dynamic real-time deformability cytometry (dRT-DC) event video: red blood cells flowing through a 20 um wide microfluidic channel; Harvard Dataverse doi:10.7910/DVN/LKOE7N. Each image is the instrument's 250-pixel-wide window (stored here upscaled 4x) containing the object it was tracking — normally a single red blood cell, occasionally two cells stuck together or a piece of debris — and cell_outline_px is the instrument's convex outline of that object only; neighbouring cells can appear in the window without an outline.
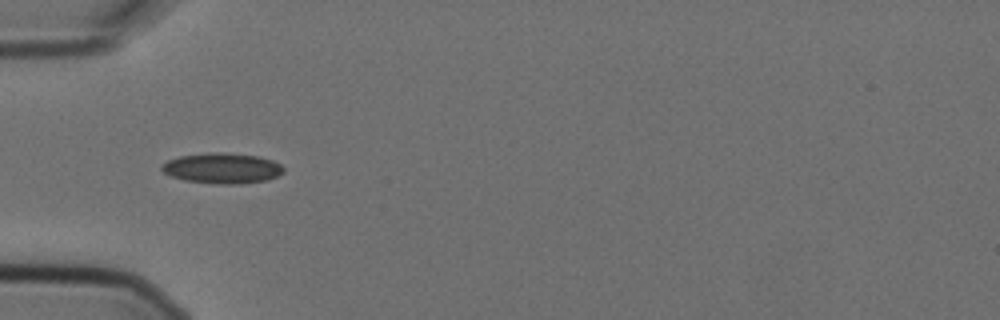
{"species": "Egyptian fruit bat (a non-hibernating species)", "species_latin": "Rousettus aegyptiacus", "temperature_condition": "cold", "stored_images_in_passage": 9, "camera_frame_rate_fps": 3000, "um_per_image_px": 0.085, "animal": {"sex": "female"}, "frame": {"image": 1, "passage_image": 6, "time_ms": 1.667, "image_size_px": [1000, 320], "cell_outline_px": [[284, 172], [268, 180], [236, 184], [216, 184], [184, 180], [172, 176], [164, 172], [160, 168], [160, 164], [168, 160], [180, 156], [216, 152], [256, 156], [272, 160], [280, 164], [284, 168]], "centroid_in_image_um": [18.88, 14.31], "position_along_channel_um": 66.1, "area_um2": 21.44}}
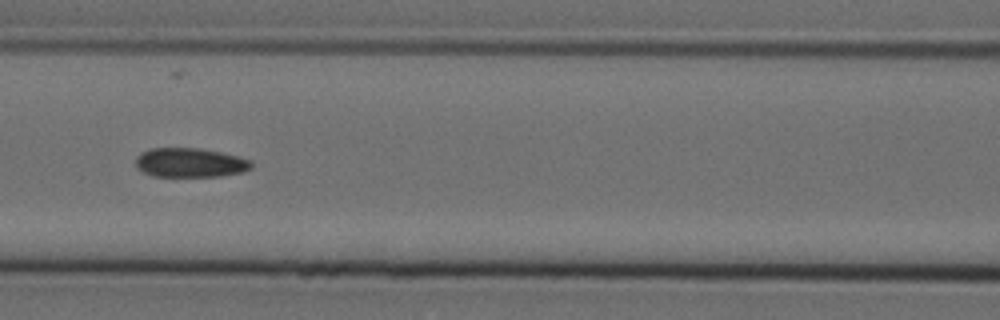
{"frame": {"image": 2, "passage_image": 8, "time_ms": 2.333, "image_size_px": [1000, 320], "cell_outline_px": [[252, 168], [244, 172], [220, 176], [152, 176], [136, 168], [136, 156], [140, 152], [152, 148], [200, 148], [240, 156], [252, 160]], "centroid_in_image_um": [16.18, 13.82], "position_along_channel_um": 150.4, "area_um2": 19.94}}
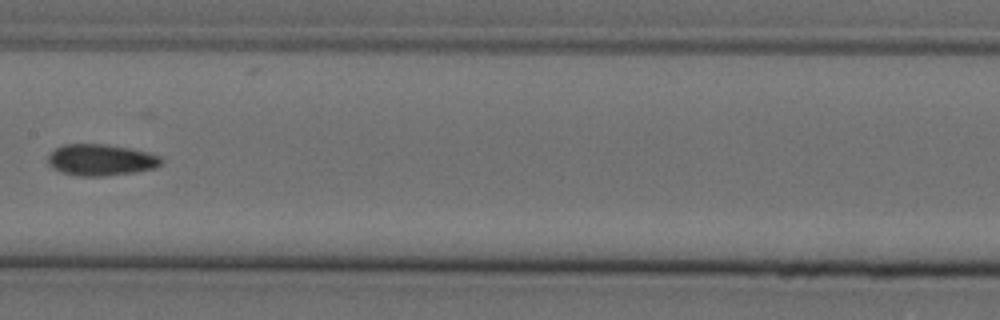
{"frame": {"image": 3, "passage_image": 9, "time_ms": 2.667, "image_size_px": [1000, 320], "cell_outline_px": [[164, 160], [160, 164], [152, 168], [132, 172], [100, 176], [76, 176], [52, 168], [48, 164], [48, 156], [56, 148], [64, 144], [108, 144], [132, 148], [148, 152], [160, 156]], "centroid_in_image_um": [8.57, 13.57], "position_along_channel_um": 198.8, "area_um2": 20.63}}